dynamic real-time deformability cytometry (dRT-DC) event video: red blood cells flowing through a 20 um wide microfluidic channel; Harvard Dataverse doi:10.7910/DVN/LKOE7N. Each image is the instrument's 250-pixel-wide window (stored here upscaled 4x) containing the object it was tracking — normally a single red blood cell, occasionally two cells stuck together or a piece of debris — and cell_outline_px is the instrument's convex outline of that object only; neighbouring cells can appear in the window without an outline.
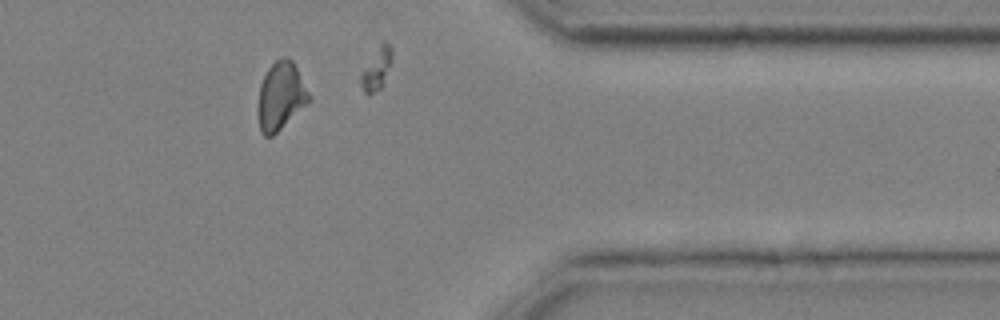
{"species": "common noctule bat (a hibernating species)", "species_latin": "Nyctalus noctula", "temperature_condition": "cold", "stored_images_in_passage": 12, "camera_frame_rate_fps": 3000, "um_per_image_px": 0.085, "animal": {"sex": "male", "body_mass_g": 20.4}, "frame": {"image": 1, "passage_image": 12, "time_ms": 3.667, "image_size_px": [1000, 320], "cell_outline_px": [[308, 104], [272, 136], [264, 136], [260, 132], [260, 84], [268, 68], [280, 56], [288, 56], [292, 60], [308, 92]], "centroid_in_image_um": [23.87, 8.14], "position_along_channel_um": 387.5, "area_um2": 19.48}}